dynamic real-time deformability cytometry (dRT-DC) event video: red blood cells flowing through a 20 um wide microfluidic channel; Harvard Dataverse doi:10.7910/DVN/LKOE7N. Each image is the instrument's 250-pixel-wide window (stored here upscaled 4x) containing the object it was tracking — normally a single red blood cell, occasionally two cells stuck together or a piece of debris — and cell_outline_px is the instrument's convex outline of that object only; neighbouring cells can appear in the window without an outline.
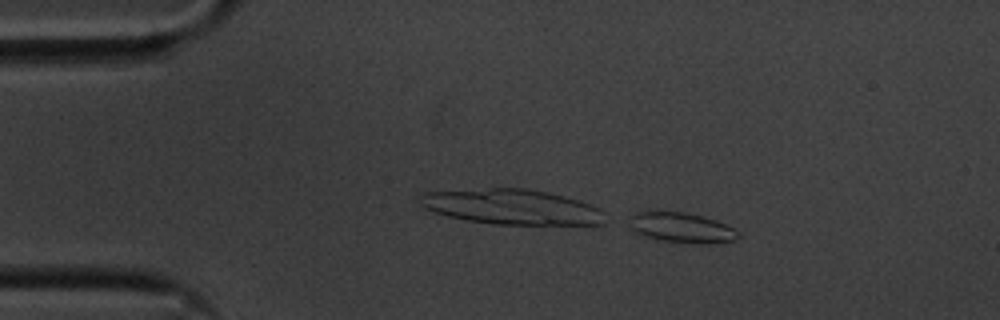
{"species": "common noctule bat (a hibernating species)", "species_latin": "Nyctalus noctula", "temperature_condition": "cold", "stored_images_in_passage": 8, "camera_frame_rate_fps": 3000, "um_per_image_px": 0.085, "animal": {"sex": "male", "body_mass_g": 20.1, "forearm_length_mm": 53.5}, "frame": {"image": 1, "passage_image": 8, "time_ms": 2.333, "image_size_px": [1000, 320], "cell_outline_px": [[740, 236], [736, 240], [708, 244], [700, 244], [664, 240], [648, 236], [636, 232], [632, 228], [632, 216], [636, 212], [656, 208], [684, 212], [716, 220], [740, 232]], "centroid_in_image_um": [57.96, 19.31], "position_along_channel_um": 27.0, "area_um2": 19.19}}